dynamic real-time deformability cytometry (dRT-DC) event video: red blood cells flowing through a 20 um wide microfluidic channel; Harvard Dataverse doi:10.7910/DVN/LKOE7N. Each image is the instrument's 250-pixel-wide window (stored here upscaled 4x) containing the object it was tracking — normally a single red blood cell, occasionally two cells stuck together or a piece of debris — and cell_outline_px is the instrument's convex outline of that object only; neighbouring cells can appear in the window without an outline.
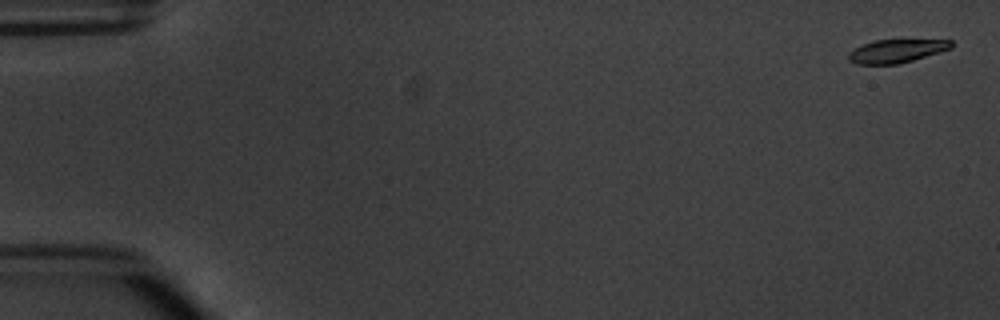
{"species": "common noctule bat (a hibernating species)", "species_latin": "Nyctalus noctula", "temperature_condition": "warm", "stored_images_in_passage": 6, "camera_frame_rate_fps": 3000, "um_per_image_px": 0.085, "animal": {"sex": "male", "body_mass_g": 20.1, "forearm_length_mm": 53.5}, "frame": {"image": 1, "passage_image": 1, "time_ms": 0.0, "image_size_px": [1000, 320], "cell_outline_px": [[952, 48], [912, 60], [896, 64], [856, 64], [848, 60], [848, 52], [864, 44], [876, 40], [952, 40]], "centroid_in_image_um": [76.17, 4.34], "position_along_channel_um": 8.8, "area_um2": 13.7}}
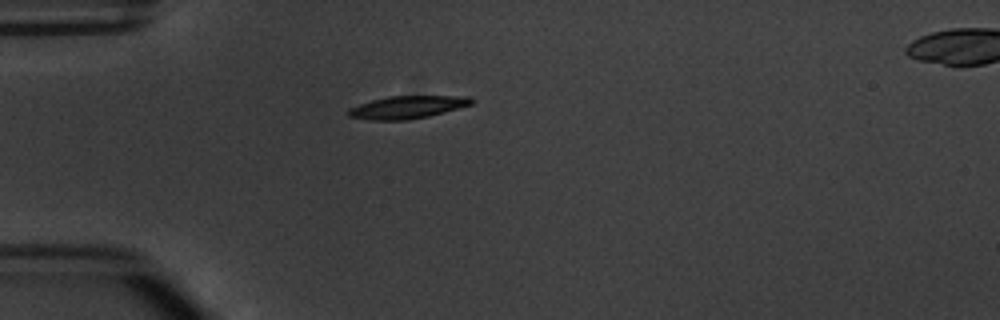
{"frame": {"image": 2, "passage_image": 5, "time_ms": 4.667, "image_size_px": [1000, 320], "cell_outline_px": [[476, 100], [472, 104], [444, 112], [428, 116], [408, 120], [372, 120], [348, 116], [348, 108], [372, 100], [388, 96], [472, 96]], "centroid_in_image_um": [34.66, 9.1], "position_along_channel_um": 50.3, "area_um2": 16.24}}